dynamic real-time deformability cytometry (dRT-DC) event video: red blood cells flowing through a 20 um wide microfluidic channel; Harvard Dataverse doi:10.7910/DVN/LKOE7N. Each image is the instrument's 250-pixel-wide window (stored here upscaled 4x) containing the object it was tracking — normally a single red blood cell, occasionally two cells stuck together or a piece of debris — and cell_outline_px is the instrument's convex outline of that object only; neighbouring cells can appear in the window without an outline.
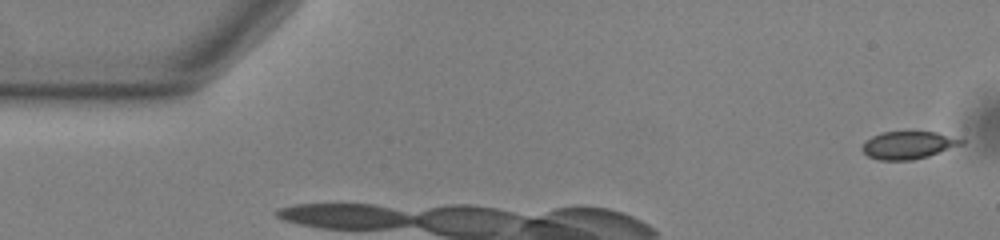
{"species": "common noctule bat (a hibernating species)", "species_latin": "Nyctalus noctula", "temperature_condition": "warm", "stored_images_in_passage": 2, "camera_frame_rate_fps": 3000, "um_per_image_px": 0.085, "animal": {"sex": "male", "body_mass_g": 13.0, "forearm_length_mm": 53.1}, "frame": {"image": 1, "passage_image": 1, "time_ms": 0.0, "image_size_px": [1000, 240], "cell_outline_px": [[964, 144], [928, 156], [912, 160], [880, 160], [868, 156], [860, 148], [872, 136], [880, 132], [936, 132], [964, 140]], "centroid_in_image_um": [77.2, 12.34], "position_along_channel_um": 7.8, "area_um2": 15.78}}